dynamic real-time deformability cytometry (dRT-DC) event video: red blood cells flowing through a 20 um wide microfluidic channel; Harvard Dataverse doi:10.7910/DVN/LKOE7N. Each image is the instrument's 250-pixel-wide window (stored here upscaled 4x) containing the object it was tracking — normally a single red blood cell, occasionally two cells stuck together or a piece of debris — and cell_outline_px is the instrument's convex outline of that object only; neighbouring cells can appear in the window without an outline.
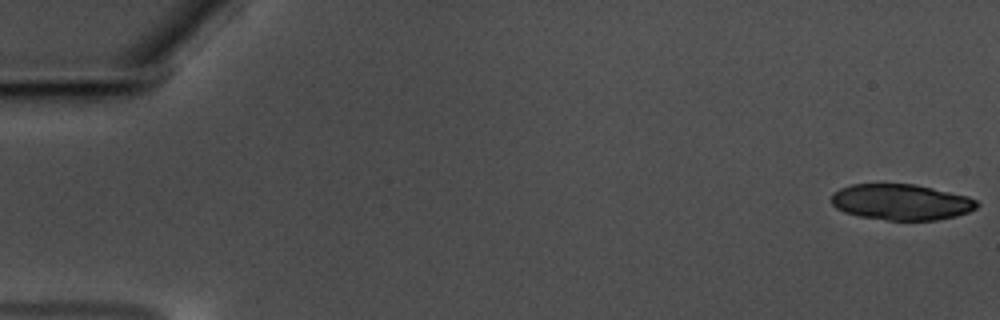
{"species": "common noctule bat (a hibernating species)", "species_latin": "Nyctalus noctula", "temperature_condition": "warm", "stored_images_in_passage": 59, "segment_of_instrument_passage": [1, 2], "camera_frame_rate_fps": 3000, "um_per_image_px": 0.085, "animal": {"sex": "male", "body_mass_g": 17.5, "forearm_length_mm": 52.3}, "frame": {"image": 1, "passage_image": 1, "time_ms": 0.0, "image_size_px": [1000, 320], "cell_outline_px": [[980, 204], [976, 208], [968, 212], [956, 216], [936, 220], [888, 220], [860, 216], [844, 212], [836, 208], [832, 204], [832, 192], [840, 188], [852, 184], [912, 184], [932, 188], [968, 196], [976, 200]], "centroid_in_image_um": [76.6, 17.17], "position_along_channel_um": 8.4, "area_um2": 30.4}}